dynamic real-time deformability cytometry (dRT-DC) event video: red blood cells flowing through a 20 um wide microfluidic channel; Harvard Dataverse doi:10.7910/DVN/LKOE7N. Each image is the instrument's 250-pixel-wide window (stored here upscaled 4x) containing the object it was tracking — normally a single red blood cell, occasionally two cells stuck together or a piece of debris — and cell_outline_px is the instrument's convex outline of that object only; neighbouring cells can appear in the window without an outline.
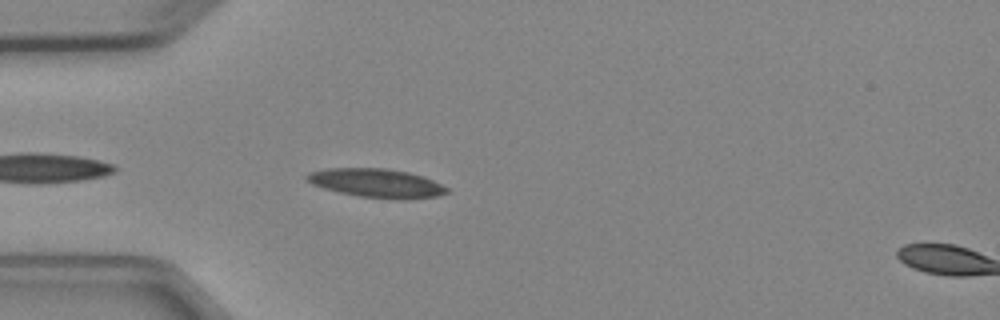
{"species": "Egyptian fruit bat (a non-hibernating species)", "species_latin": "Rousettus aegyptiacus", "temperature_condition": "cold", "stored_images_in_passage": 6, "segment_of_instrument_passage": [1, 2], "camera_frame_rate_fps": 3000, "um_per_image_px": 0.085, "animal": {"sex": "female"}, "frame": {"image": 1, "passage_image": 5, "time_ms": 4.667, "image_size_px": [1000, 320], "cell_outline_px": [[452, 192], [436, 196], [404, 200], [400, 200], [360, 196], [340, 192], [324, 188], [312, 184], [304, 180], [304, 176], [308, 172], [328, 168], [384, 168], [408, 172], [424, 176], [448, 188]], "centroid_in_image_um": [32.0, 15.56], "position_along_channel_um": 53.0, "area_um2": 23.64}}